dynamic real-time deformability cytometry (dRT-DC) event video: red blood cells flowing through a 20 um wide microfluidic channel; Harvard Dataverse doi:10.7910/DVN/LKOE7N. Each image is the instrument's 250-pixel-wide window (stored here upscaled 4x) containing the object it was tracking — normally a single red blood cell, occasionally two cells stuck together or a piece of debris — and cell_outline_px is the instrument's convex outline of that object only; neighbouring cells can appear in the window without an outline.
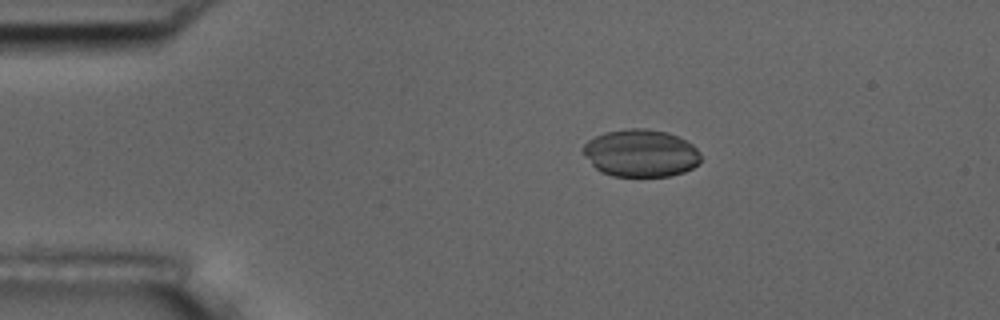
{"species": "common noctule bat (a hibernating species)", "species_latin": "Nyctalus noctula", "temperature_condition": "room temperature", "stored_images_in_passage": 5, "camera_frame_rate_fps": 3000, "um_per_image_px": 0.085, "animal": {"sex": "male", "body_mass_g": 17.5, "forearm_length_mm": 52.3}, "frame": {"image": 1, "passage_image": 1, "time_ms": 0.0, "image_size_px": [1000, 320], "cell_outline_px": [[700, 164], [684, 172], [668, 176], [612, 176], [600, 172], [580, 152], [580, 148], [588, 140], [604, 132], [628, 128], [644, 128], [668, 132], [692, 144], [700, 152]], "centroid_in_image_um": [54.43, 13.02], "position_along_channel_um": 30.6, "area_um2": 32.83}}